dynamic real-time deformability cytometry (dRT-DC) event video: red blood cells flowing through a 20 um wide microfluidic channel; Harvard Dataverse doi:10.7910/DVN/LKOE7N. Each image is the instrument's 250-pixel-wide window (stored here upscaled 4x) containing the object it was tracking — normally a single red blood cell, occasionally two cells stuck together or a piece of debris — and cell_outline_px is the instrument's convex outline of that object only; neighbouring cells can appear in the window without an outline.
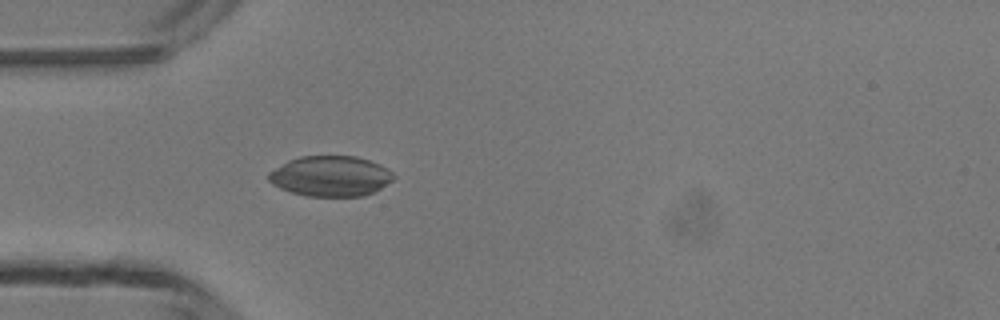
{"species": "common noctule bat (a hibernating species)", "species_latin": "Nyctalus noctula", "temperature_condition": "room temperature", "stored_images_in_passage": 5, "camera_frame_rate_fps": 3000, "um_per_image_px": 0.085, "animal": {"sex": "male", "body_mass_g": 13.3}, "frame": {"image": 1, "passage_image": 5, "time_ms": 5.333, "image_size_px": [1000, 320], "cell_outline_px": [[396, 176], [392, 180], [380, 188], [364, 196], [308, 196], [292, 192], [280, 188], [272, 184], [268, 180], [268, 172], [288, 160], [300, 156], [356, 156], [380, 164], [388, 168]], "centroid_in_image_um": [28.09, 14.96], "position_along_channel_um": 56.9, "area_um2": 29.42}}